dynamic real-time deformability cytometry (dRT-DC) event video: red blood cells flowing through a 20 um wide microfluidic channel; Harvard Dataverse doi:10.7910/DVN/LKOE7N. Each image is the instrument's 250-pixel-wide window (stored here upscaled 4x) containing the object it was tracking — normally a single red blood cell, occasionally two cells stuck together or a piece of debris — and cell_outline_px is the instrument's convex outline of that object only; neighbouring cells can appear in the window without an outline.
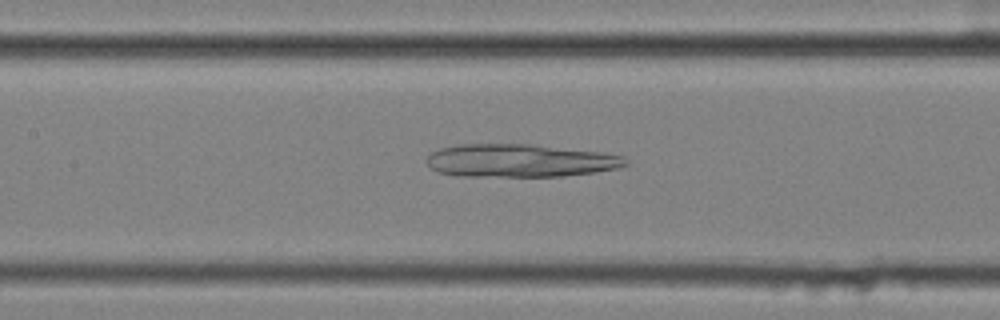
{"species": "common noctule bat (a hibernating species)", "species_latin": "Nyctalus noctula", "temperature_condition": "cold", "stored_images_in_passage": 55, "camera_frame_rate_fps": 3000, "um_per_image_px": 0.085, "animal": {"sex": "female", "body_mass_g": 25.1}, "frame": {"image": 1, "passage_image": 26, "time_ms": 8.333, "image_size_px": [1000, 320], "cell_outline_px": [[628, 164], [620, 168], [596, 172], [560, 176], [456, 176], [436, 172], [424, 160], [432, 152], [440, 148], [460, 144], [528, 144], [604, 152], [624, 156], [628, 160]], "centroid_in_image_um": [44.21, 13.65], "position_along_channel_um": 163.2, "area_um2": 38.49}}
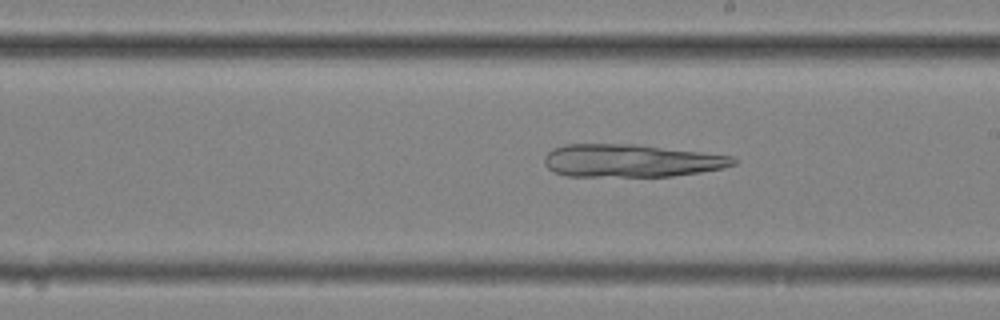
{"frame": {"image": 2, "passage_image": 32, "time_ms": 10.333, "image_size_px": [1000, 320], "cell_outline_px": [[736, 164], [724, 168], [700, 172], [672, 176], [568, 176], [552, 172], [544, 164], [544, 156], [552, 148], [564, 144], [636, 144], [732, 156], [736, 160]], "centroid_in_image_um": [53.59, 13.66], "position_along_channel_um": 235.4, "area_um2": 36.18}}
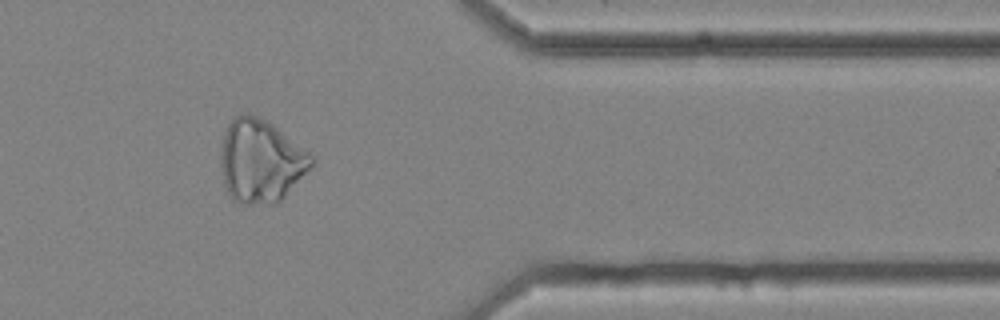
{"frame": {"image": 3, "passage_image": 46, "time_ms": 15.0, "image_size_px": [1000, 320], "cell_outline_px": [[316, 156], [312, 164], [284, 196], [276, 204], [240, 204], [232, 200], [224, 184], [220, 164], [220, 152], [224, 132], [232, 116], [240, 112], [248, 112], [268, 120], [312, 152]], "centroid_in_image_um": [22.14, 13.63], "position_along_channel_um": 389.3, "area_um2": 44.68}}